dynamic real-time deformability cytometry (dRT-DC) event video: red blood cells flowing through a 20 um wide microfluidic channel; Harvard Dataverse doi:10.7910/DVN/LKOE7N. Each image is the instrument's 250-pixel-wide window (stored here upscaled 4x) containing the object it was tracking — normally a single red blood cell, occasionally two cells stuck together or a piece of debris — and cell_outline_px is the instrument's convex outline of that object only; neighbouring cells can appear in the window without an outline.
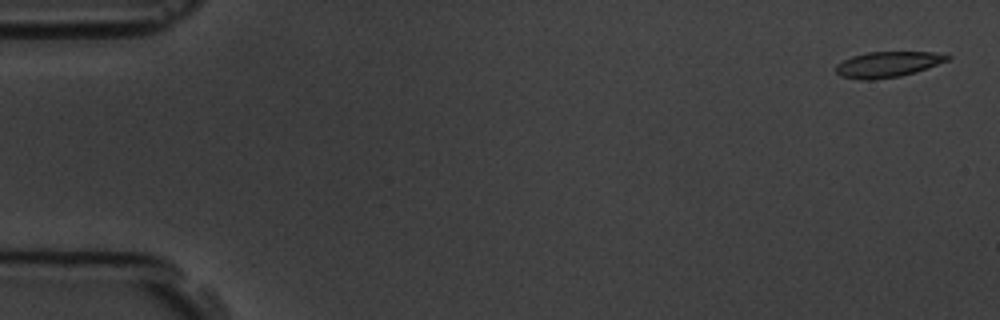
{"species": "common noctule bat (a hibernating species)", "species_latin": "Nyctalus noctula", "temperature_condition": "room temperature", "stored_images_in_passage": 6, "segment_of_instrument_passage": [1, 2], "camera_frame_rate_fps": 3000, "um_per_image_px": 0.085, "animal": {"sex": "male", "body_mass_g": 19.5, "forearm_length_mm": 54.6}, "frame": {"image": 1, "passage_image": 1, "time_ms": 0.0, "image_size_px": [1000, 320], "cell_outline_px": [[952, 56], [948, 60], [916, 72], [900, 76], [872, 80], [860, 80], [840, 76], [836, 72], [836, 64], [852, 56], [868, 52], [932, 52]], "centroid_in_image_um": [75.42, 5.48], "position_along_channel_um": 9.6, "area_um2": 16.59}}
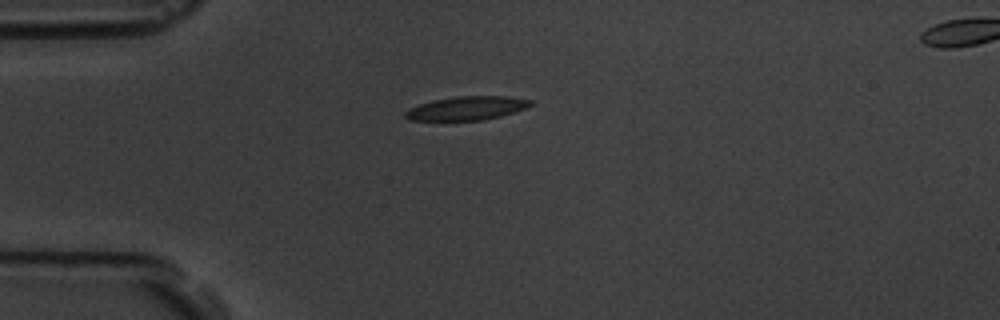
{"frame": {"image": 2, "passage_image": 5, "time_ms": 4.333, "image_size_px": [1000, 320], "cell_outline_px": [[532, 104], [524, 108], [500, 116], [480, 120], [408, 120], [404, 116], [404, 112], [408, 108], [432, 100], [456, 96], [508, 96], [532, 100]], "centroid_in_image_um": [39.62, 9.19], "position_along_channel_um": 45.4, "area_um2": 17.17}}